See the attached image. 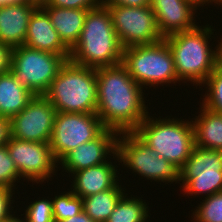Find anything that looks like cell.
Returning <instances> with one entry per match:
<instances>
[{
  "label": "cell",
  "instance_id": "cell-1",
  "mask_svg": "<svg viewBox=\"0 0 222 222\" xmlns=\"http://www.w3.org/2000/svg\"><path fill=\"white\" fill-rule=\"evenodd\" d=\"M96 114L107 129L133 132L148 115L143 88L120 63L96 68Z\"/></svg>",
  "mask_w": 222,
  "mask_h": 222
},
{
  "label": "cell",
  "instance_id": "cell-2",
  "mask_svg": "<svg viewBox=\"0 0 222 222\" xmlns=\"http://www.w3.org/2000/svg\"><path fill=\"white\" fill-rule=\"evenodd\" d=\"M202 26L197 25L194 29L174 33L164 38L172 52L180 83L191 81L195 86H202L220 64L222 40L220 39L219 45H216L213 50L209 45V38L214 33L213 26L209 24Z\"/></svg>",
  "mask_w": 222,
  "mask_h": 222
},
{
  "label": "cell",
  "instance_id": "cell-3",
  "mask_svg": "<svg viewBox=\"0 0 222 222\" xmlns=\"http://www.w3.org/2000/svg\"><path fill=\"white\" fill-rule=\"evenodd\" d=\"M123 50L109 9L101 4L88 10L80 38L70 50L69 60L95 69L114 66L122 63Z\"/></svg>",
  "mask_w": 222,
  "mask_h": 222
},
{
  "label": "cell",
  "instance_id": "cell-4",
  "mask_svg": "<svg viewBox=\"0 0 222 222\" xmlns=\"http://www.w3.org/2000/svg\"><path fill=\"white\" fill-rule=\"evenodd\" d=\"M44 96L57 112L96 113V69L66 60Z\"/></svg>",
  "mask_w": 222,
  "mask_h": 222
},
{
  "label": "cell",
  "instance_id": "cell-5",
  "mask_svg": "<svg viewBox=\"0 0 222 222\" xmlns=\"http://www.w3.org/2000/svg\"><path fill=\"white\" fill-rule=\"evenodd\" d=\"M165 118L154 119L148 113L133 133L159 156L181 168L195 147L193 125L181 118Z\"/></svg>",
  "mask_w": 222,
  "mask_h": 222
},
{
  "label": "cell",
  "instance_id": "cell-6",
  "mask_svg": "<svg viewBox=\"0 0 222 222\" xmlns=\"http://www.w3.org/2000/svg\"><path fill=\"white\" fill-rule=\"evenodd\" d=\"M122 64L143 89L179 81L172 52L164 39L155 44L124 48Z\"/></svg>",
  "mask_w": 222,
  "mask_h": 222
},
{
  "label": "cell",
  "instance_id": "cell-7",
  "mask_svg": "<svg viewBox=\"0 0 222 222\" xmlns=\"http://www.w3.org/2000/svg\"><path fill=\"white\" fill-rule=\"evenodd\" d=\"M111 156L116 158L118 162H123V165L131 169L133 173L135 172L150 181L180 183V168L159 156L133 132L119 133L117 153Z\"/></svg>",
  "mask_w": 222,
  "mask_h": 222
},
{
  "label": "cell",
  "instance_id": "cell-8",
  "mask_svg": "<svg viewBox=\"0 0 222 222\" xmlns=\"http://www.w3.org/2000/svg\"><path fill=\"white\" fill-rule=\"evenodd\" d=\"M65 62L62 55L23 45L13 48L10 71L16 80L34 95H44Z\"/></svg>",
  "mask_w": 222,
  "mask_h": 222
},
{
  "label": "cell",
  "instance_id": "cell-9",
  "mask_svg": "<svg viewBox=\"0 0 222 222\" xmlns=\"http://www.w3.org/2000/svg\"><path fill=\"white\" fill-rule=\"evenodd\" d=\"M182 194H205L206 197L222 191V151L193 148L190 157L180 168Z\"/></svg>",
  "mask_w": 222,
  "mask_h": 222
},
{
  "label": "cell",
  "instance_id": "cell-10",
  "mask_svg": "<svg viewBox=\"0 0 222 222\" xmlns=\"http://www.w3.org/2000/svg\"><path fill=\"white\" fill-rule=\"evenodd\" d=\"M96 113L57 112L49 145L59 162L78 145L97 138L104 130Z\"/></svg>",
  "mask_w": 222,
  "mask_h": 222
},
{
  "label": "cell",
  "instance_id": "cell-11",
  "mask_svg": "<svg viewBox=\"0 0 222 222\" xmlns=\"http://www.w3.org/2000/svg\"><path fill=\"white\" fill-rule=\"evenodd\" d=\"M123 48L158 43L164 38L160 34L156 16L151 6L127 7L106 6Z\"/></svg>",
  "mask_w": 222,
  "mask_h": 222
},
{
  "label": "cell",
  "instance_id": "cell-12",
  "mask_svg": "<svg viewBox=\"0 0 222 222\" xmlns=\"http://www.w3.org/2000/svg\"><path fill=\"white\" fill-rule=\"evenodd\" d=\"M10 157L14 161L20 178L29 182L43 183L49 181L51 174L56 175L59 165L49 143L30 142L10 137L6 143ZM57 163V164H56Z\"/></svg>",
  "mask_w": 222,
  "mask_h": 222
},
{
  "label": "cell",
  "instance_id": "cell-13",
  "mask_svg": "<svg viewBox=\"0 0 222 222\" xmlns=\"http://www.w3.org/2000/svg\"><path fill=\"white\" fill-rule=\"evenodd\" d=\"M56 113L44 95H35L20 113L10 119V137L49 143Z\"/></svg>",
  "mask_w": 222,
  "mask_h": 222
},
{
  "label": "cell",
  "instance_id": "cell-14",
  "mask_svg": "<svg viewBox=\"0 0 222 222\" xmlns=\"http://www.w3.org/2000/svg\"><path fill=\"white\" fill-rule=\"evenodd\" d=\"M118 135L115 130L106 128L97 138L78 145L58 163L70 174L105 163L110 160L108 155L117 153Z\"/></svg>",
  "mask_w": 222,
  "mask_h": 222
},
{
  "label": "cell",
  "instance_id": "cell-15",
  "mask_svg": "<svg viewBox=\"0 0 222 222\" xmlns=\"http://www.w3.org/2000/svg\"><path fill=\"white\" fill-rule=\"evenodd\" d=\"M157 27L163 38L182 31L194 29L198 24L194 19L196 9L187 0H151Z\"/></svg>",
  "mask_w": 222,
  "mask_h": 222
},
{
  "label": "cell",
  "instance_id": "cell-16",
  "mask_svg": "<svg viewBox=\"0 0 222 222\" xmlns=\"http://www.w3.org/2000/svg\"><path fill=\"white\" fill-rule=\"evenodd\" d=\"M24 45L62 55L66 60L70 57V49L62 42L48 14L42 8H37L30 17Z\"/></svg>",
  "mask_w": 222,
  "mask_h": 222
},
{
  "label": "cell",
  "instance_id": "cell-17",
  "mask_svg": "<svg viewBox=\"0 0 222 222\" xmlns=\"http://www.w3.org/2000/svg\"><path fill=\"white\" fill-rule=\"evenodd\" d=\"M36 9L30 1L0 7V42L12 49L23 46L30 17Z\"/></svg>",
  "mask_w": 222,
  "mask_h": 222
},
{
  "label": "cell",
  "instance_id": "cell-18",
  "mask_svg": "<svg viewBox=\"0 0 222 222\" xmlns=\"http://www.w3.org/2000/svg\"><path fill=\"white\" fill-rule=\"evenodd\" d=\"M116 166L111 161H107L97 166L73 172L71 175L74 176L72 177L74 180L71 182L73 183L71 191L75 195L85 198L113 188L120 181Z\"/></svg>",
  "mask_w": 222,
  "mask_h": 222
},
{
  "label": "cell",
  "instance_id": "cell-19",
  "mask_svg": "<svg viewBox=\"0 0 222 222\" xmlns=\"http://www.w3.org/2000/svg\"><path fill=\"white\" fill-rule=\"evenodd\" d=\"M42 9L48 14L62 42L71 50L80 38L88 11L60 7H42Z\"/></svg>",
  "mask_w": 222,
  "mask_h": 222
},
{
  "label": "cell",
  "instance_id": "cell-20",
  "mask_svg": "<svg viewBox=\"0 0 222 222\" xmlns=\"http://www.w3.org/2000/svg\"><path fill=\"white\" fill-rule=\"evenodd\" d=\"M200 107V114L191 119L195 146L222 151V113Z\"/></svg>",
  "mask_w": 222,
  "mask_h": 222
},
{
  "label": "cell",
  "instance_id": "cell-21",
  "mask_svg": "<svg viewBox=\"0 0 222 222\" xmlns=\"http://www.w3.org/2000/svg\"><path fill=\"white\" fill-rule=\"evenodd\" d=\"M35 95L23 87L11 71L0 75V114L11 119L20 113Z\"/></svg>",
  "mask_w": 222,
  "mask_h": 222
},
{
  "label": "cell",
  "instance_id": "cell-22",
  "mask_svg": "<svg viewBox=\"0 0 222 222\" xmlns=\"http://www.w3.org/2000/svg\"><path fill=\"white\" fill-rule=\"evenodd\" d=\"M119 184L118 182L111 189L82 198L83 211L94 222H106L118 201L125 194L124 188H121Z\"/></svg>",
  "mask_w": 222,
  "mask_h": 222
},
{
  "label": "cell",
  "instance_id": "cell-23",
  "mask_svg": "<svg viewBox=\"0 0 222 222\" xmlns=\"http://www.w3.org/2000/svg\"><path fill=\"white\" fill-rule=\"evenodd\" d=\"M125 193L106 222H148L149 207L140 197H127ZM127 197V198H126Z\"/></svg>",
  "mask_w": 222,
  "mask_h": 222
},
{
  "label": "cell",
  "instance_id": "cell-24",
  "mask_svg": "<svg viewBox=\"0 0 222 222\" xmlns=\"http://www.w3.org/2000/svg\"><path fill=\"white\" fill-rule=\"evenodd\" d=\"M61 194L55 195V198L51 200L55 222L64 221L83 211V199L80 196L75 195L72 191Z\"/></svg>",
  "mask_w": 222,
  "mask_h": 222
},
{
  "label": "cell",
  "instance_id": "cell-25",
  "mask_svg": "<svg viewBox=\"0 0 222 222\" xmlns=\"http://www.w3.org/2000/svg\"><path fill=\"white\" fill-rule=\"evenodd\" d=\"M208 91L202 100V105L206 108L222 113V65L219 64L202 84ZM207 94V95H206Z\"/></svg>",
  "mask_w": 222,
  "mask_h": 222
},
{
  "label": "cell",
  "instance_id": "cell-26",
  "mask_svg": "<svg viewBox=\"0 0 222 222\" xmlns=\"http://www.w3.org/2000/svg\"><path fill=\"white\" fill-rule=\"evenodd\" d=\"M194 210V222H222V191L205 197Z\"/></svg>",
  "mask_w": 222,
  "mask_h": 222
},
{
  "label": "cell",
  "instance_id": "cell-27",
  "mask_svg": "<svg viewBox=\"0 0 222 222\" xmlns=\"http://www.w3.org/2000/svg\"><path fill=\"white\" fill-rule=\"evenodd\" d=\"M19 177V178H18ZM20 179L19 172L14 165L13 159L10 157L8 149L5 145L0 146V187L15 189V182ZM17 180V181H16Z\"/></svg>",
  "mask_w": 222,
  "mask_h": 222
},
{
  "label": "cell",
  "instance_id": "cell-28",
  "mask_svg": "<svg viewBox=\"0 0 222 222\" xmlns=\"http://www.w3.org/2000/svg\"><path fill=\"white\" fill-rule=\"evenodd\" d=\"M50 199H39L31 202L25 211L26 222H55L52 201Z\"/></svg>",
  "mask_w": 222,
  "mask_h": 222
},
{
  "label": "cell",
  "instance_id": "cell-29",
  "mask_svg": "<svg viewBox=\"0 0 222 222\" xmlns=\"http://www.w3.org/2000/svg\"><path fill=\"white\" fill-rule=\"evenodd\" d=\"M101 0H52L49 5L44 7H60L67 9L91 10L100 6Z\"/></svg>",
  "mask_w": 222,
  "mask_h": 222
},
{
  "label": "cell",
  "instance_id": "cell-30",
  "mask_svg": "<svg viewBox=\"0 0 222 222\" xmlns=\"http://www.w3.org/2000/svg\"><path fill=\"white\" fill-rule=\"evenodd\" d=\"M14 191L13 189L0 187V222L9 218L13 213L14 209L12 208L14 207L11 205L14 204V199L12 198L13 194H15Z\"/></svg>",
  "mask_w": 222,
  "mask_h": 222
},
{
  "label": "cell",
  "instance_id": "cell-31",
  "mask_svg": "<svg viewBox=\"0 0 222 222\" xmlns=\"http://www.w3.org/2000/svg\"><path fill=\"white\" fill-rule=\"evenodd\" d=\"M12 48L0 42V75L11 69Z\"/></svg>",
  "mask_w": 222,
  "mask_h": 222
},
{
  "label": "cell",
  "instance_id": "cell-32",
  "mask_svg": "<svg viewBox=\"0 0 222 222\" xmlns=\"http://www.w3.org/2000/svg\"><path fill=\"white\" fill-rule=\"evenodd\" d=\"M103 6H127V7H144L150 6L151 0H101Z\"/></svg>",
  "mask_w": 222,
  "mask_h": 222
},
{
  "label": "cell",
  "instance_id": "cell-33",
  "mask_svg": "<svg viewBox=\"0 0 222 222\" xmlns=\"http://www.w3.org/2000/svg\"><path fill=\"white\" fill-rule=\"evenodd\" d=\"M10 138V119L0 117V146L5 145Z\"/></svg>",
  "mask_w": 222,
  "mask_h": 222
},
{
  "label": "cell",
  "instance_id": "cell-34",
  "mask_svg": "<svg viewBox=\"0 0 222 222\" xmlns=\"http://www.w3.org/2000/svg\"><path fill=\"white\" fill-rule=\"evenodd\" d=\"M60 222H94V221L84 211H82L78 215Z\"/></svg>",
  "mask_w": 222,
  "mask_h": 222
},
{
  "label": "cell",
  "instance_id": "cell-35",
  "mask_svg": "<svg viewBox=\"0 0 222 222\" xmlns=\"http://www.w3.org/2000/svg\"><path fill=\"white\" fill-rule=\"evenodd\" d=\"M37 8H42L49 5L52 0H29Z\"/></svg>",
  "mask_w": 222,
  "mask_h": 222
},
{
  "label": "cell",
  "instance_id": "cell-36",
  "mask_svg": "<svg viewBox=\"0 0 222 222\" xmlns=\"http://www.w3.org/2000/svg\"><path fill=\"white\" fill-rule=\"evenodd\" d=\"M29 0H0V7L9 5V4H19V3H26Z\"/></svg>",
  "mask_w": 222,
  "mask_h": 222
},
{
  "label": "cell",
  "instance_id": "cell-37",
  "mask_svg": "<svg viewBox=\"0 0 222 222\" xmlns=\"http://www.w3.org/2000/svg\"><path fill=\"white\" fill-rule=\"evenodd\" d=\"M187 1H190L191 3H193L196 7H200L203 6L204 4L205 5H209V0H187ZM207 3V4H206Z\"/></svg>",
  "mask_w": 222,
  "mask_h": 222
},
{
  "label": "cell",
  "instance_id": "cell-38",
  "mask_svg": "<svg viewBox=\"0 0 222 222\" xmlns=\"http://www.w3.org/2000/svg\"><path fill=\"white\" fill-rule=\"evenodd\" d=\"M25 218H19L15 217L14 214H12L9 218L3 220L2 222H26Z\"/></svg>",
  "mask_w": 222,
  "mask_h": 222
},
{
  "label": "cell",
  "instance_id": "cell-39",
  "mask_svg": "<svg viewBox=\"0 0 222 222\" xmlns=\"http://www.w3.org/2000/svg\"><path fill=\"white\" fill-rule=\"evenodd\" d=\"M209 2H210V4L211 3L213 4V2H214L215 5L217 4V6L222 5V0H209Z\"/></svg>",
  "mask_w": 222,
  "mask_h": 222
},
{
  "label": "cell",
  "instance_id": "cell-40",
  "mask_svg": "<svg viewBox=\"0 0 222 222\" xmlns=\"http://www.w3.org/2000/svg\"><path fill=\"white\" fill-rule=\"evenodd\" d=\"M220 64L222 65V52H221V56H220Z\"/></svg>",
  "mask_w": 222,
  "mask_h": 222
}]
</instances>
